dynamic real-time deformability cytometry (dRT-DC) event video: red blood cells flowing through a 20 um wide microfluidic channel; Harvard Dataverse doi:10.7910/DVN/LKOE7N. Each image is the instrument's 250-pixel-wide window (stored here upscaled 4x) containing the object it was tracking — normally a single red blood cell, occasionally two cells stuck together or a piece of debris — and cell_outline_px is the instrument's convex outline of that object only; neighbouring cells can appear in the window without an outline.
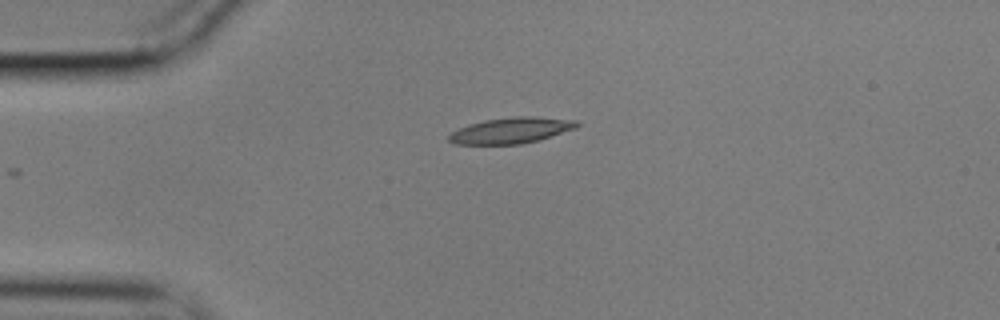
{"species": "common noctule bat (a hibernating species)", "species_latin": "Nyctalus noctula", "temperature_condition": "cold", "stored_images_in_passage": 44, "camera_frame_rate_fps": 3000, "um_per_image_px": 0.085, "animal": {"sex": "male", "body_mass_g": 17.9}, "frame": {"image": 1, "passage_image": 1, "time_ms": 0.0, "image_size_px": [1000, 320], "cell_outline_px": [[580, 124], [576, 128], [536, 140], [520, 144], [456, 144], [448, 140], [448, 136], [452, 132], [460, 128], [484, 120], [516, 116], [536, 116], [576, 120]], "centroid_in_image_um": [43.46, 11.07], "position_along_channel_um": 41.5, "area_um2": 19.02}}
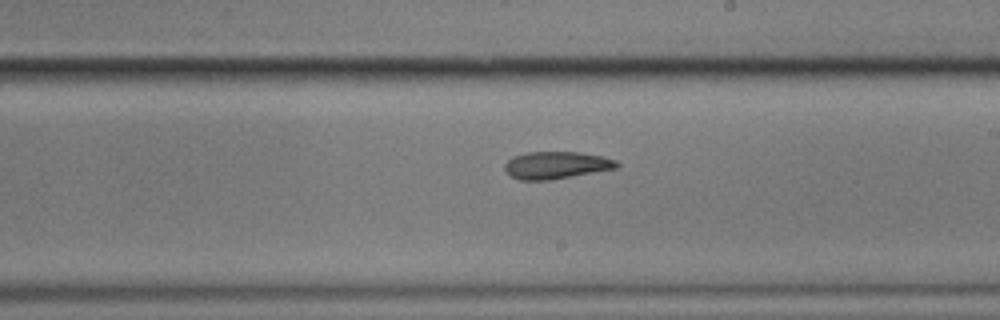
{"frame": {"image": 2, "passage_image": 20, "time_ms": 6.333, "image_size_px": [1000, 320], "cell_outline_px": [[620, 168], [552, 180], [520, 180], [512, 176], [504, 168], [504, 164], [512, 156], [524, 152], [580, 152], [604, 156], [616, 160], [620, 164]], "centroid_in_image_um": [47.33, 14.03], "position_along_channel_um": 241.7, "area_um2": 18.15}}
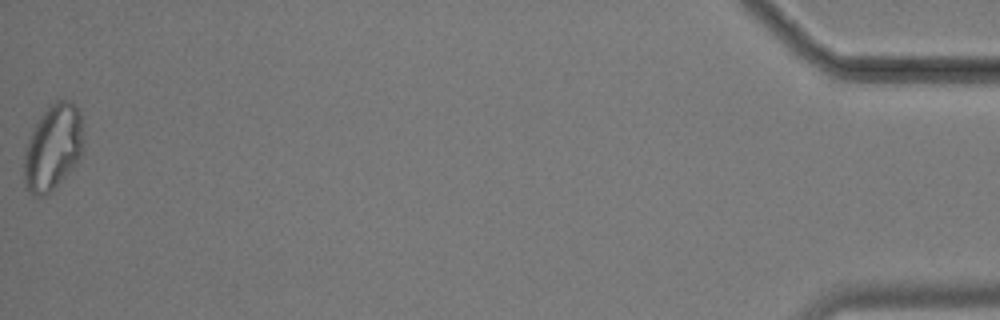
{"frame": {"image": 3, "passage_image": 44, "time_ms": 14.333, "image_size_px": [1000, 320], "cell_outline_px": [[84, 148], [76, 164], [44, 196], [36, 196], [28, 192], [24, 188], [24, 148], [32, 128], [40, 116], [56, 100], [68, 100], [80, 112], [84, 140]], "centroid_in_image_um": [4.48, 12.53], "position_along_channel_um": 430.7, "area_um2": 29.65}, "authors_computed_cell_mechanics": {"area_um2": 19.2185, "velocity_mm_per_s": 3.5405, "shape_relaxation_time_tau1_ms": null, "shape_relaxation_time_tau2_ms": 5.9464, "deformation_change_tau1": null, "deformation_change_tau2": 0.1347}}